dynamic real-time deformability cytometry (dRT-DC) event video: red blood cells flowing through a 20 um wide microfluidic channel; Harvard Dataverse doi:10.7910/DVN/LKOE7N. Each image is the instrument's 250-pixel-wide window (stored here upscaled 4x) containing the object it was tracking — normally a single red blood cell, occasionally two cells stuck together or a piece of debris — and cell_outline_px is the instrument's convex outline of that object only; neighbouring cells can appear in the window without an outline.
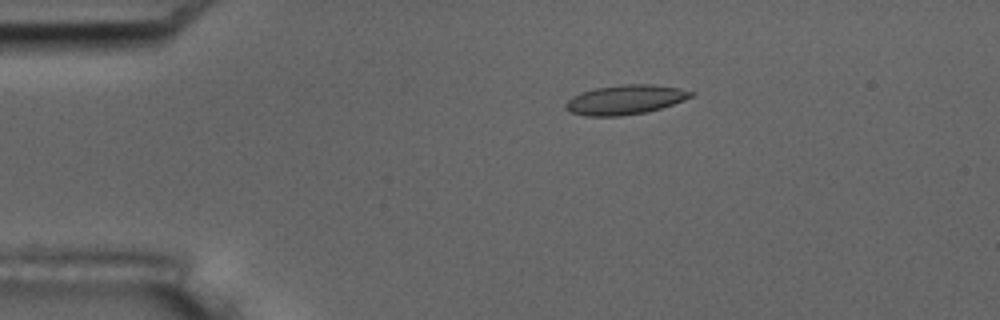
{"species": "common noctule bat (a hibernating species)", "species_latin": "Nyctalus noctula", "temperature_condition": "room temperature", "stored_images_in_passage": 7, "camera_frame_rate_fps": 3000, "um_per_image_px": 0.085, "animal": {"sex": "male", "body_mass_g": 17.5, "forearm_length_mm": 52.3}, "frame": {"image": 1, "passage_image": 2, "time_ms": 1.333, "image_size_px": [1000, 320], "cell_outline_px": [[696, 92], [692, 96], [684, 100], [660, 108], [644, 112], [620, 116], [584, 116], [568, 112], [564, 108], [564, 104], [572, 96], [580, 92], [596, 88], [624, 84], [652, 84], [680, 88]], "centroid_in_image_um": [53.1, 8.47], "position_along_channel_um": 31.9, "area_um2": 21.62}}
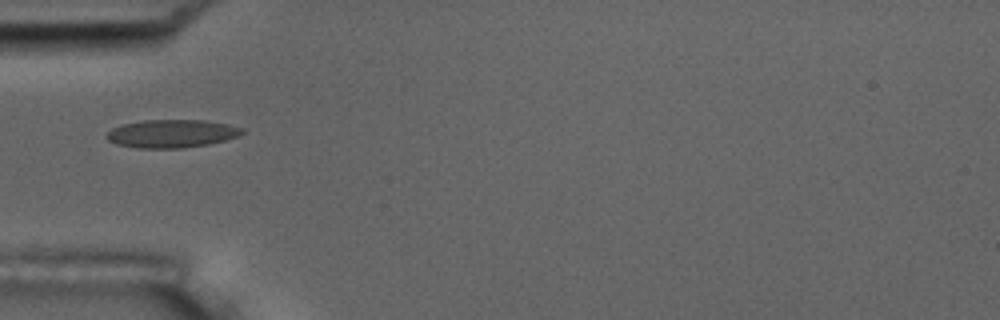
{"frame": {"image": 2, "passage_image": 4, "time_ms": 3.667, "image_size_px": [1000, 320], "cell_outline_px": [[244, 132], [236, 136], [224, 140], [208, 144], [184, 148], [136, 148], [116, 144], [108, 140], [104, 136], [112, 128], [120, 124], [144, 120], [204, 120], [228, 124], [244, 128]], "centroid_in_image_um": [14.55, 11.35], "position_along_channel_um": 70.4, "area_um2": 22.25}}
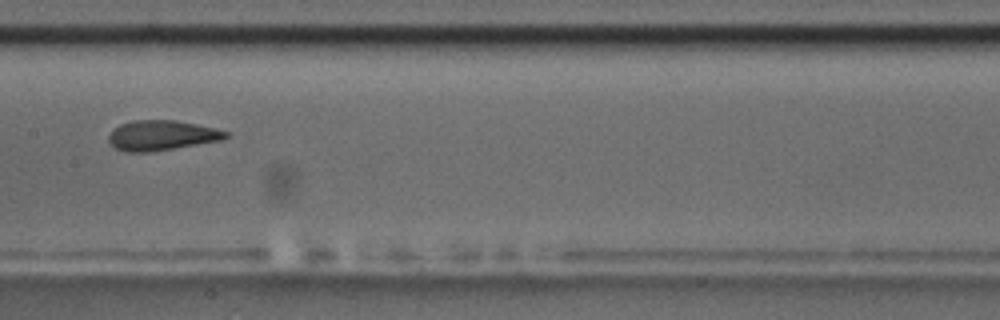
{"frame": {"image": 3, "passage_image": 7, "time_ms": 7.0, "image_size_px": [1000, 320], "cell_outline_px": [[228, 136], [220, 140], [148, 152], [124, 152], [116, 148], [108, 140], [108, 136], [120, 124], [132, 120], [176, 120], [216, 128], [228, 132]], "centroid_in_image_um": [13.72, 11.5], "position_along_channel_um": 193.7, "area_um2": 20.17}}